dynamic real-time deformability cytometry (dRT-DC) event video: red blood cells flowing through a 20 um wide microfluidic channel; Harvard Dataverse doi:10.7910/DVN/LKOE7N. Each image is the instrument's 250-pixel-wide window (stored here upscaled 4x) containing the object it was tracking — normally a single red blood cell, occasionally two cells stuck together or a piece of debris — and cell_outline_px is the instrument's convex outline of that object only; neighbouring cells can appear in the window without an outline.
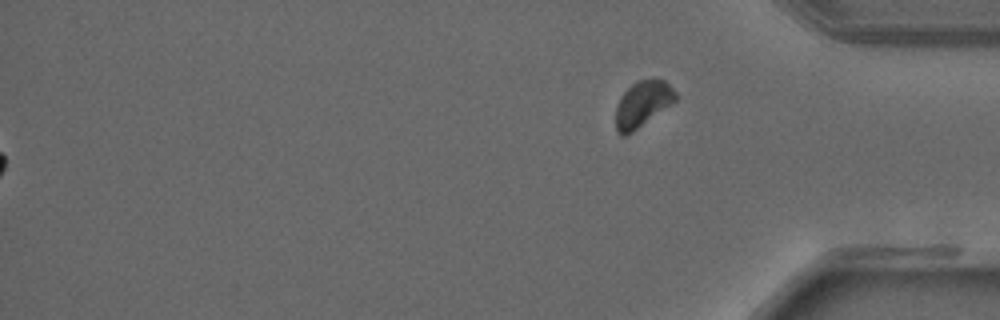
{"species": "common noctule bat (a hibernating species)", "species_latin": "Nyctalus noctula", "temperature_condition": "warm", "stored_images_in_passage": 43, "segment_of_instrument_passage": [2, 2], "camera_frame_rate_fps": 3000, "um_per_image_px": 0.085, "animal": {"sex": "male", "forearm_length_mm": 52.5}, "frame": {"image": 1, "passage_image": 43, "time_ms": 14.0, "image_size_px": [1000, 320], "cell_outline_px": [[676, 100], [672, 104], [632, 132], [624, 136], [620, 136], [616, 132], [616, 104], [624, 92], [636, 80], [664, 80], [676, 92]], "centroid_in_image_um": [54.59, 8.86], "position_along_channel_um": 380.6, "area_um2": 15.84}}